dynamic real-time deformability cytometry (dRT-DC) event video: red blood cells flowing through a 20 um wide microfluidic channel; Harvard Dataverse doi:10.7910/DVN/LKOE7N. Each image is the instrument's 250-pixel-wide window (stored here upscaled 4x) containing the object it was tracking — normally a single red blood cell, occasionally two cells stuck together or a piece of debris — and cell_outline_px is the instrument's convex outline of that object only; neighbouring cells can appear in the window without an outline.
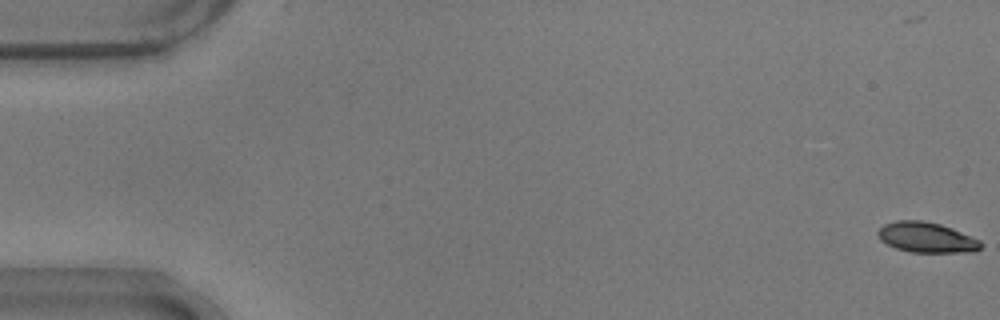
{"species": "common noctule bat (a hibernating species)", "species_latin": "Nyctalus noctula", "temperature_condition": "warm", "stored_images_in_passage": 56, "camera_frame_rate_fps": 3000, "um_per_image_px": 0.085, "animal": {"sex": "male", "body_mass_g": 17.9}, "frame": {"image": 1, "passage_image": 1, "time_ms": 0.0, "image_size_px": [1000, 320], "cell_outline_px": [[984, 244], [976, 252], [912, 252], [896, 248], [880, 240], [876, 232], [884, 224], [896, 220], [920, 220], [940, 224], [952, 228], [980, 240]], "centroid_in_image_um": [78.77, 20.18], "position_along_channel_um": 6.2, "area_um2": 18.21}}
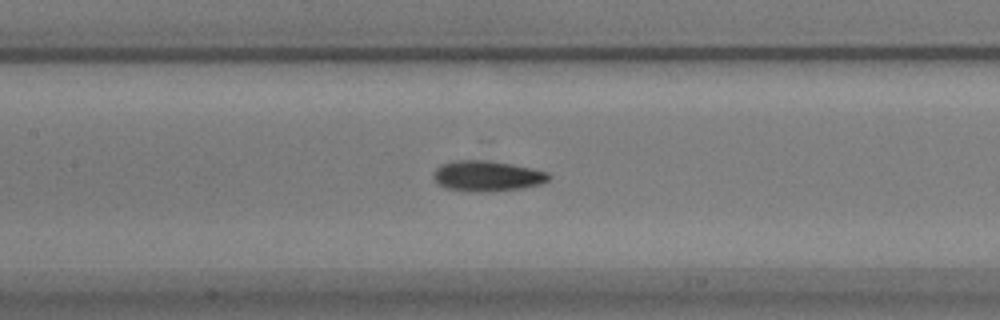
{"frame": {"image": 2, "passage_image": 26, "time_ms": 8.333, "image_size_px": [1000, 320], "cell_outline_px": [[552, 176], [548, 180], [540, 184], [520, 188], [488, 192], [472, 192], [444, 188], [436, 184], [432, 176], [436, 168], [440, 164], [460, 160], [484, 160], [512, 164], [532, 168], [548, 172]], "centroid_in_image_um": [41.37, 14.97], "position_along_channel_um": 166.0, "area_um2": 20.69}}
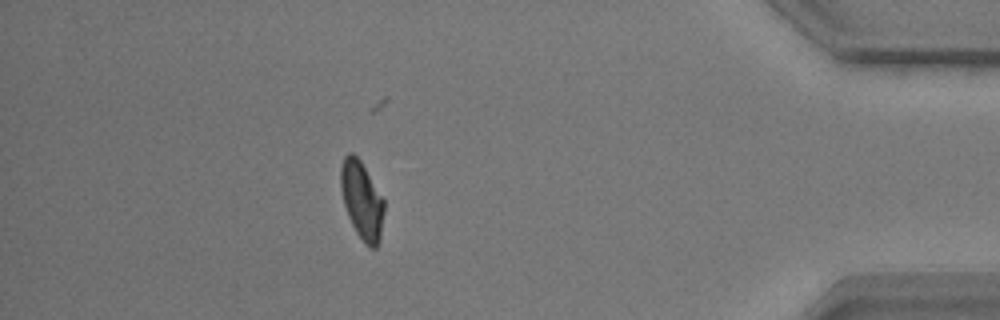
{"frame": {"image": 3, "passage_image": 49, "time_ms": 16.0, "image_size_px": [1000, 320], "cell_outline_px": [[384, 212], [380, 240], [376, 248], [368, 248], [364, 244], [356, 232], [348, 216], [344, 204], [340, 188], [340, 168], [344, 156], [348, 152], [352, 152], [360, 160], [384, 200]], "centroid_in_image_um": [30.75, 17.04], "position_along_channel_um": 404.5, "area_um2": 19.71}, "authors_computed_cell_mechanics": {"area_um2": 19.7098, "velocity_mm_per_s": 3.7127, "shape_relaxation_time_tau1_ms": 4.9756, "shape_relaxation_time_tau2_ms": 2.0868, "deformation_change_tau1": 0.1504, "deformation_change_tau2": 0.0786}}